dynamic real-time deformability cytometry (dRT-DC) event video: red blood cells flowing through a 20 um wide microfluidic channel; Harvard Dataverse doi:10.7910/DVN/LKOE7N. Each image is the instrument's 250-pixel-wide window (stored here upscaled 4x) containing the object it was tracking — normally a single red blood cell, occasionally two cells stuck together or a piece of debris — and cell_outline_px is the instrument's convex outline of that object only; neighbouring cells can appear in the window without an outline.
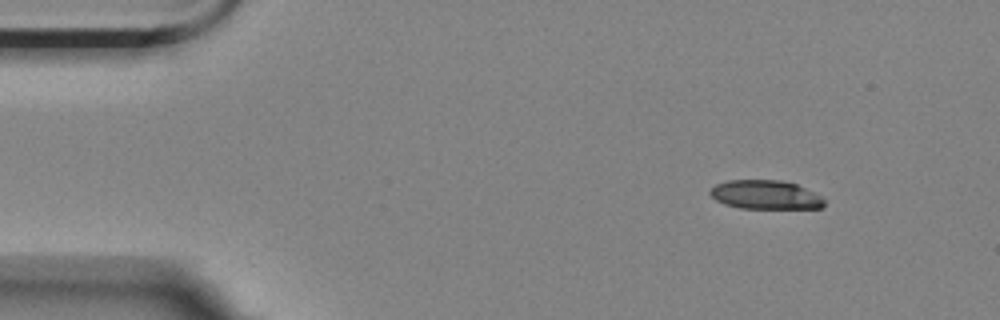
{"species": "Egyptian fruit bat (a non-hibernating species)", "species_latin": "Rousettus aegyptiacus", "temperature_condition": "room temperature", "stored_images_in_passage": 4, "camera_frame_rate_fps": 3000, "um_per_image_px": 0.085, "animal": {"sex": "female"}, "frame": {"image": 1, "passage_image": 1, "time_ms": 0.0, "image_size_px": [1000, 320], "cell_outline_px": [[824, 208], [740, 208], [724, 204], [716, 200], [708, 192], [716, 184], [728, 180], [780, 180], [796, 184], [820, 196], [824, 200]], "centroid_in_image_um": [65.04, 16.56], "position_along_channel_um": 20.0, "area_um2": 19.07}}
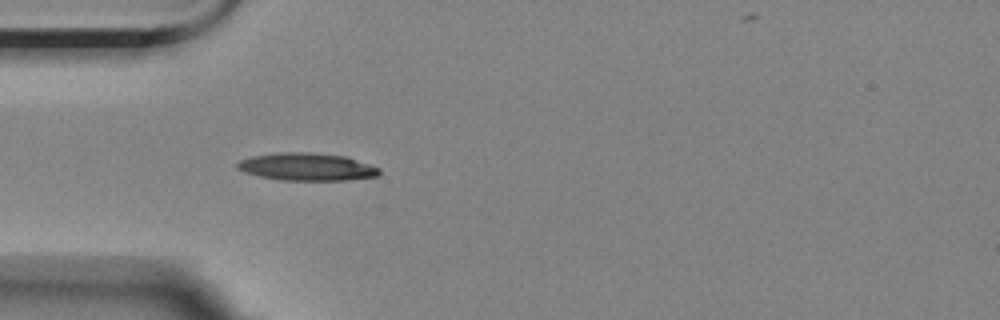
{"frame": {"image": 2, "passage_image": 4, "time_ms": 1.0, "image_size_px": [1000, 320], "cell_outline_px": [[380, 172], [376, 176], [344, 180], [280, 180], [260, 176], [244, 172], [236, 168], [236, 164], [240, 160], [252, 156], [276, 152], [312, 152], [344, 156], [380, 168]], "centroid_in_image_um": [26.03, 14.17], "position_along_channel_um": 59.0, "area_um2": 22.72}}